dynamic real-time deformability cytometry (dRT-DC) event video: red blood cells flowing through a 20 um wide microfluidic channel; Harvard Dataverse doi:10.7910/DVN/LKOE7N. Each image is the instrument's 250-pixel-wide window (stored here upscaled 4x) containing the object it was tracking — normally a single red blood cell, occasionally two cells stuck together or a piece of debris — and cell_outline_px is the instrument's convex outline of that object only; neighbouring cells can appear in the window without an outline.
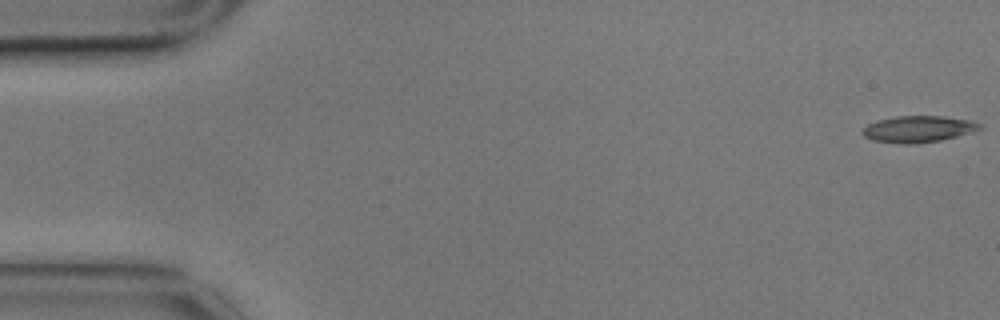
{"species": "common noctule bat (a hibernating species)", "species_latin": "Nyctalus noctula", "temperature_condition": "cold", "stored_images_in_passage": 13, "camera_frame_rate_fps": 3000, "um_per_image_px": 0.085, "animal": {"sex": "male", "body_mass_g": 17.9}, "frame": {"image": 1, "passage_image": 1, "time_ms": 0.0, "image_size_px": [1000, 320], "cell_outline_px": [[980, 128], [956, 136], [940, 140], [912, 144], [904, 144], [872, 140], [864, 136], [860, 132], [868, 124], [876, 120], [896, 116], [944, 116], [972, 120], [980, 124]], "centroid_in_image_um": [77.99, 10.96], "position_along_channel_um": 7.0, "area_um2": 17.92}}
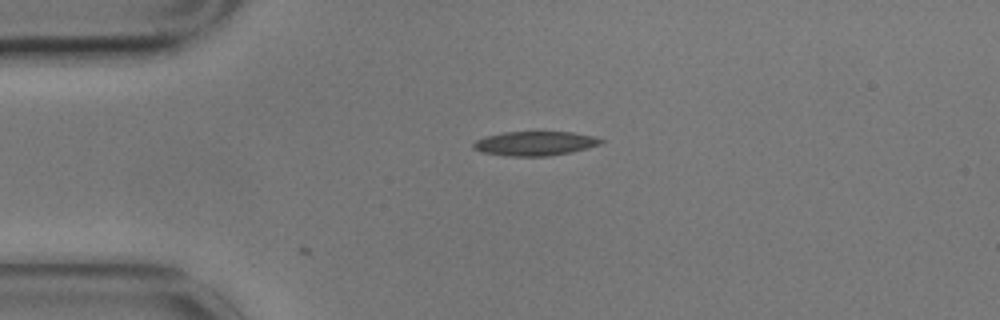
{"frame": {"image": 2, "passage_image": 13, "time_ms": 4.0, "image_size_px": [1000, 320], "cell_outline_px": [[604, 140], [600, 144], [588, 148], [572, 152], [548, 156], [504, 156], [484, 152], [472, 148], [472, 144], [476, 140], [484, 136], [504, 132], [572, 132], [596, 136]], "centroid_in_image_um": [45.47, 12.19], "position_along_channel_um": 39.5, "area_um2": 18.15}}